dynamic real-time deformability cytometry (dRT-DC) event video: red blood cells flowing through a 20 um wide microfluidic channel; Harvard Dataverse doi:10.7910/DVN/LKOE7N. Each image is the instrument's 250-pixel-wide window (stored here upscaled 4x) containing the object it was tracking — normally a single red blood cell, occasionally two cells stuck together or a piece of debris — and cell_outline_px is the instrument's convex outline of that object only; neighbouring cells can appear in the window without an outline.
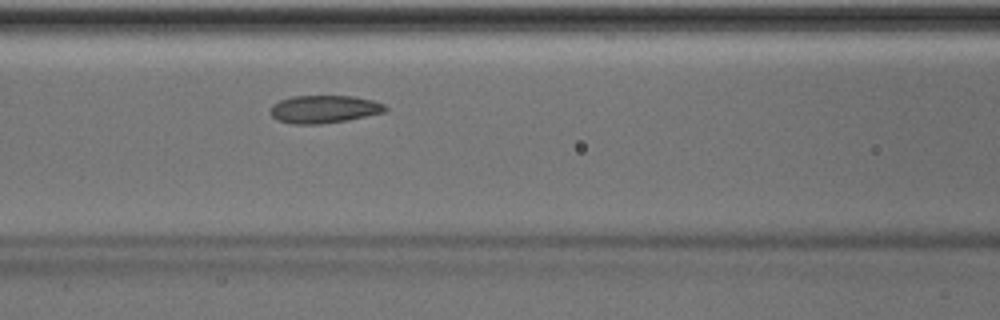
{"species": "Egyptian fruit bat (a non-hibernating species)", "species_latin": "Rousettus aegyptiacus", "temperature_condition": "room temperature", "stored_images_in_passage": 42, "camera_frame_rate_fps": 3000, "um_per_image_px": 0.085, "animal": {"sex": "male"}, "frame": {"image": 1, "passage_image": 13, "time_ms": 4.0, "image_size_px": [1000, 320], "cell_outline_px": [[388, 108], [384, 112], [348, 120], [320, 124], [292, 124], [276, 120], [272, 116], [272, 104], [280, 100], [292, 96], [352, 96], [372, 100], [384, 104]], "centroid_in_image_um": [27.54, 9.28], "position_along_channel_um": 139.1, "area_um2": 18.55}}
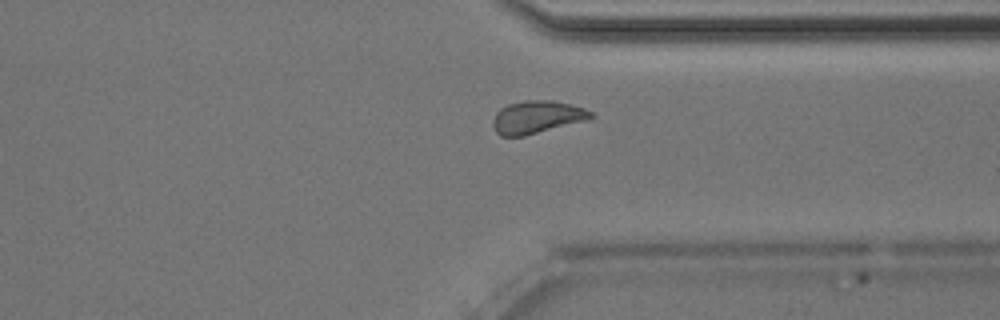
{"frame": {"image": 2, "passage_image": 30, "time_ms": 9.667, "image_size_px": [1000, 320], "cell_outline_px": [[596, 116], [588, 120], [524, 136], [500, 136], [496, 132], [492, 124], [492, 120], [496, 112], [500, 108], [508, 104], [524, 100], [552, 100], [572, 104], [584, 108], [592, 112]], "centroid_in_image_um": [45.65, 9.95], "position_along_channel_um": 365.8, "area_um2": 18.9}, "authors_computed_cell_mechanics": {"area_um2": 18.6405, "velocity_mm_per_s": 3.995, "shape_relaxation_time_tau1_ms": 3.2956, "shape_relaxation_time_tau2_ms": 1.8163, "deformation_change_tau1": 0.0948, "deformation_change_tau2": 0.0554}}